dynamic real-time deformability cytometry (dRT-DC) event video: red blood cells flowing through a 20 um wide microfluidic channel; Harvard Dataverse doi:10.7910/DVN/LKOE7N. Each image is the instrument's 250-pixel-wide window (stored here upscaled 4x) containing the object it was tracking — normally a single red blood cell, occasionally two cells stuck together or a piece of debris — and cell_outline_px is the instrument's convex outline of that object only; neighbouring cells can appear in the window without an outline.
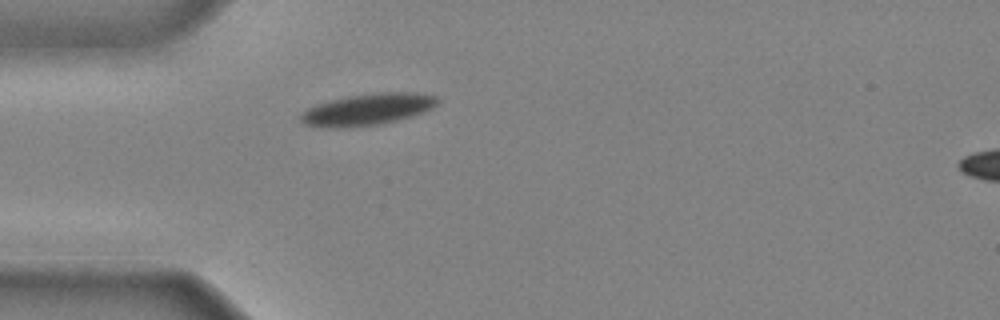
{"species": "common noctule bat (a hibernating species)", "species_latin": "Nyctalus noctula", "temperature_condition": "cold", "stored_images_in_passage": 27, "camera_frame_rate_fps": 3000, "um_per_image_px": 0.085, "animal": {"sex": "male", "body_mass_g": 20.4}, "frame": {"image": 1, "passage_image": 1, "time_ms": 0.0, "image_size_px": [1000, 320], "cell_outline_px": [[440, 100], [432, 108], [424, 112], [412, 116], [380, 124], [344, 128], [328, 128], [304, 124], [300, 120], [300, 116], [308, 108], [332, 100], [348, 96], [380, 92], [416, 92], [436, 96]], "centroid_in_image_um": [31.28, 9.3], "position_along_channel_um": 53.7, "area_um2": 25.03}}
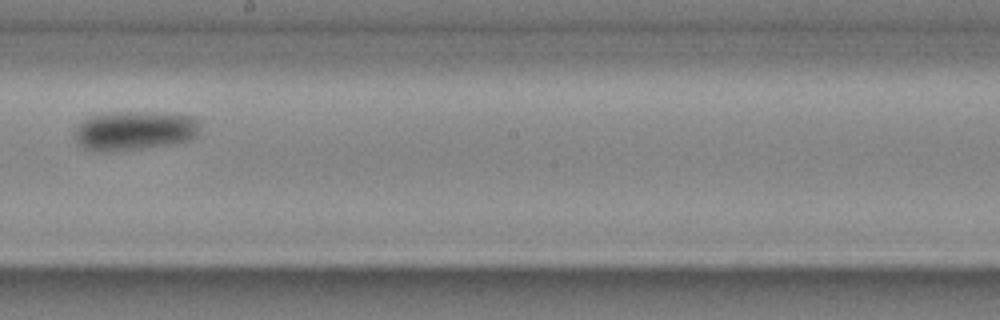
{"frame": {"image": 2, "passage_image": 14, "time_ms": 4.333, "image_size_px": [1000, 320], "cell_outline_px": [[196, 136], [188, 140], [168, 144], [140, 148], [84, 148], [72, 136], [76, 124], [88, 116], [108, 112], [160, 112], [196, 116]], "centroid_in_image_um": [11.39, 11.03], "position_along_channel_um": 236.8, "area_um2": 27.86}}
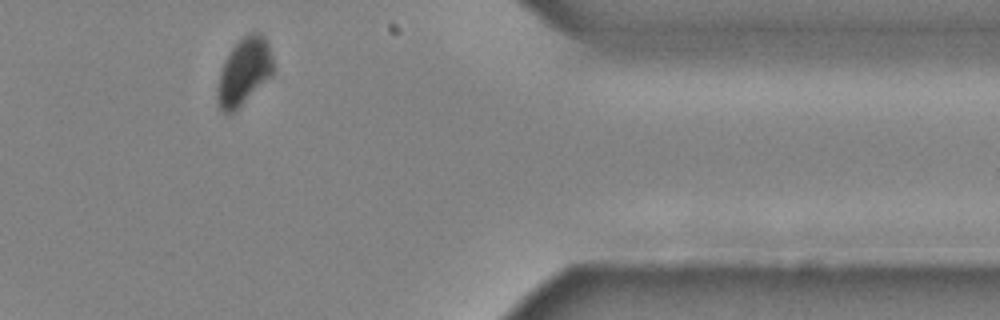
{"frame": {"image": 3, "passage_image": 26, "time_ms": 8.333, "image_size_px": [1000, 320], "cell_outline_px": [[272, 76], [236, 112], [220, 112], [216, 100], [216, 96], [220, 72], [224, 60], [228, 52], [248, 32], [260, 32], [264, 36], [268, 44], [272, 56]], "centroid_in_image_um": [20.73, 6.12], "position_along_channel_um": 390.7, "area_um2": 22.08}}